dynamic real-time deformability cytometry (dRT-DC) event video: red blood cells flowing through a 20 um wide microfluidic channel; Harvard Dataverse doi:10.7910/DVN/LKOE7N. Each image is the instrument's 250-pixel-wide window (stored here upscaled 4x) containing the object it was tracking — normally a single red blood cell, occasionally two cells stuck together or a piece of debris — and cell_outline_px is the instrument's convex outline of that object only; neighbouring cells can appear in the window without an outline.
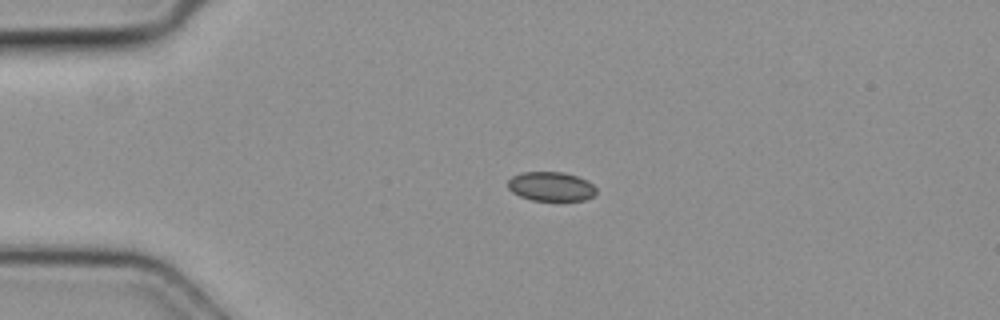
{"species": "common noctule bat (a hibernating species)", "species_latin": "Nyctalus noctula", "temperature_condition": "cold", "stored_images_in_passage": 3, "camera_frame_rate_fps": 3000, "um_per_image_px": 0.085, "animal": {"sex": "female", "body_mass_g": 19.3, "forearm_length_mm": 54.1}, "frame": {"image": 1, "passage_image": 1, "time_ms": 0.0, "image_size_px": [1000, 320], "cell_outline_px": [[596, 192], [592, 196], [584, 200], [532, 200], [520, 196], [512, 192], [508, 188], [508, 180], [512, 176], [524, 172], [564, 172], [588, 180], [596, 188]], "centroid_in_image_um": [46.83, 15.84], "position_along_channel_um": 38.2, "area_um2": 14.97}}
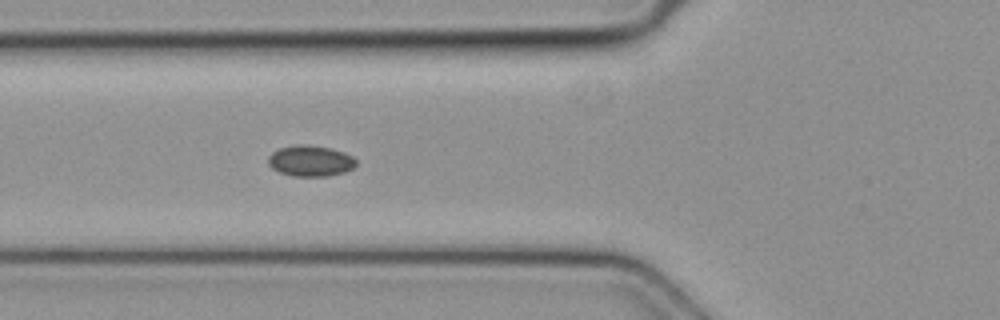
{"frame": {"image": 2, "passage_image": 3, "time_ms": 0.667, "image_size_px": [1000, 320], "cell_outline_px": [[356, 164], [352, 168], [344, 172], [328, 176], [292, 176], [280, 172], [272, 168], [268, 164], [268, 156], [272, 152], [280, 148], [296, 144], [304, 144], [332, 148], [344, 152], [352, 156], [356, 160]], "centroid_in_image_um": [26.38, 13.67], "position_along_channel_um": 99.4, "area_um2": 15.9}}